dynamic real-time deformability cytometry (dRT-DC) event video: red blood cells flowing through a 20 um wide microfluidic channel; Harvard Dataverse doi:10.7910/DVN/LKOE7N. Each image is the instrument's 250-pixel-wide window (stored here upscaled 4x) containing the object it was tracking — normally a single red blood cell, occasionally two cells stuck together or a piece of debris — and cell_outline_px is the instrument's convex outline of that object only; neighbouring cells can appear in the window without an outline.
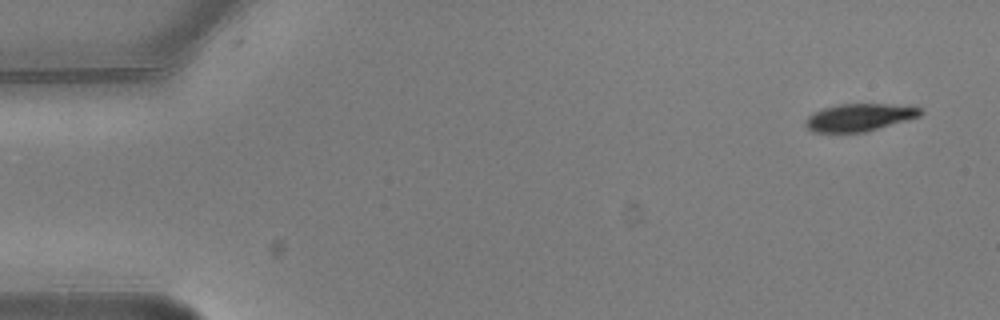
{"species": "common noctule bat (a hibernating species)", "species_latin": "Nyctalus noctula", "temperature_condition": "warm", "stored_images_in_passage": 4, "camera_frame_rate_fps": 3000, "um_per_image_px": 0.085, "animal": {"sex": "male", "body_mass_g": 20.5, "forearm_length_mm": 52.5}, "frame": {"image": 1, "passage_image": 1, "time_ms": 0.0, "image_size_px": [1000, 320], "cell_outline_px": [[924, 112], [920, 116], [864, 132], [812, 132], [804, 124], [808, 116], [812, 112], [824, 108], [840, 104], [892, 104], [920, 108]], "centroid_in_image_um": [73.01, 9.97], "position_along_channel_um": 12.0, "area_um2": 18.21}}
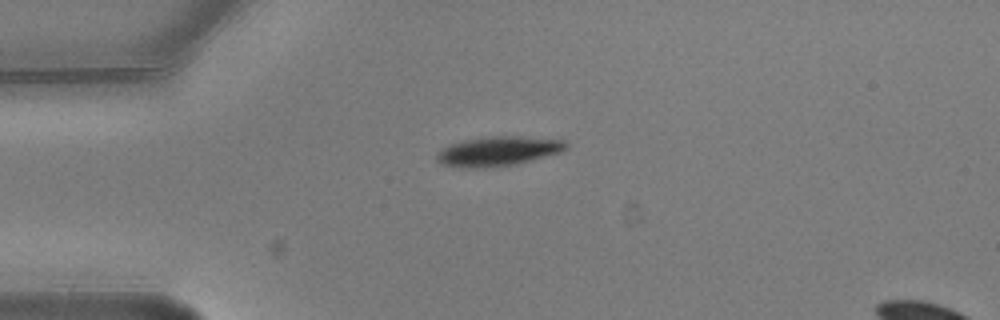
{"frame": {"image": 2, "passage_image": 4, "time_ms": 1.0, "image_size_px": [1000, 320], "cell_outline_px": [[568, 148], [560, 152], [516, 164], [484, 168], [460, 168], [440, 164], [436, 160], [436, 156], [444, 148], [452, 144], [464, 140], [492, 136], [512, 136], [564, 140], [568, 144]], "centroid_in_image_um": [42.33, 12.87], "position_along_channel_um": 42.7, "area_um2": 22.02}}